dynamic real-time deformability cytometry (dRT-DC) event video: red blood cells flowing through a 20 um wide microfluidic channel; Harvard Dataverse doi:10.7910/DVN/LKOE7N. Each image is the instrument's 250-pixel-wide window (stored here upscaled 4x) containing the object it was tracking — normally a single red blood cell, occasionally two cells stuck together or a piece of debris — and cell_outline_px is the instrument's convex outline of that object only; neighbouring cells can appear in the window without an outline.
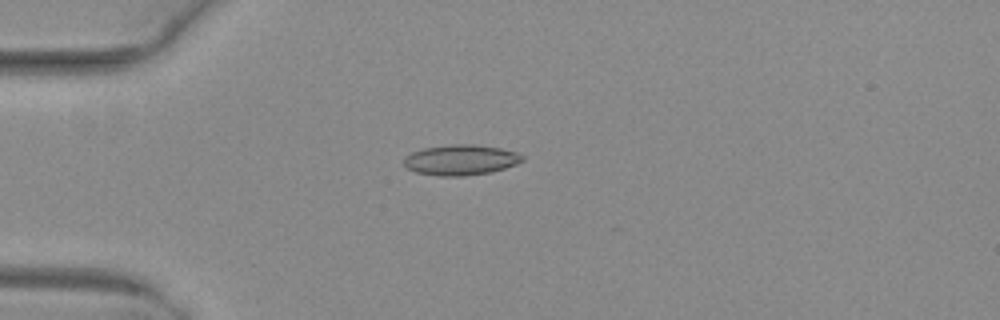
{"species": "common noctule bat (a hibernating species)", "species_latin": "Nyctalus noctula", "temperature_condition": "warm", "stored_images_in_passage": 34, "camera_frame_rate_fps": 3000, "um_per_image_px": 0.085, "animal": {"sex": "female", "body_mass_g": 29.2, "forearm_length_mm": 56.3}, "frame": {"image": 1, "passage_image": 1, "time_ms": 0.0, "image_size_px": [1000, 320], "cell_outline_px": [[524, 160], [516, 164], [492, 172], [464, 176], [440, 176], [416, 172], [408, 168], [404, 164], [404, 156], [412, 152], [424, 148], [452, 144], [476, 144], [500, 148], [516, 152], [524, 156]], "centroid_in_image_um": [39.17, 13.59], "position_along_channel_um": 45.8, "area_um2": 21.04}}
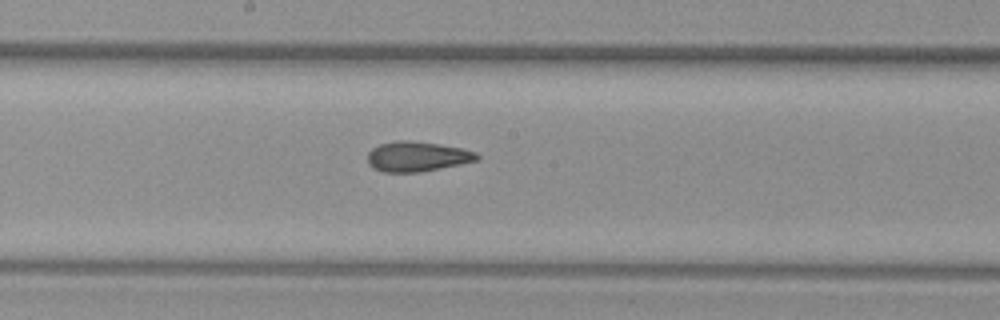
{"frame": {"image": 2, "passage_image": 15, "time_ms": 4.667, "image_size_px": [1000, 320], "cell_outline_px": [[480, 156], [476, 160], [460, 164], [420, 172], [384, 172], [372, 168], [368, 164], [368, 152], [372, 148], [380, 144], [396, 140], [408, 140], [440, 144], [460, 148], [476, 152]], "centroid_in_image_um": [35.42, 13.3], "position_along_channel_um": 212.8, "area_um2": 19.07}}
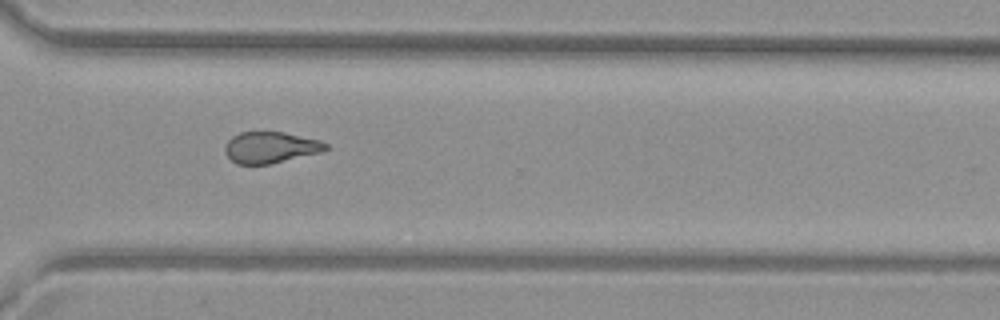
{"frame": {"image": 3, "passage_image": 25, "time_ms": 8.0, "image_size_px": [1000, 320], "cell_outline_px": [[328, 148], [324, 152], [268, 164], [236, 164], [224, 152], [224, 148], [228, 140], [232, 136], [240, 132], [284, 132], [320, 140], [328, 144]], "centroid_in_image_um": [23.01, 12.53], "position_along_channel_um": 347.6, "area_um2": 18.44}, "authors_computed_cell_mechanics": {"area_um2": 19.5364, "velocity_mm_per_s": 4.0529, "shape_relaxation_time_tau1_ms": null, "shape_relaxation_time_tau2_ms": 2.1017, "deformation_change_tau1": null, "deformation_change_tau2": 0.0949}}